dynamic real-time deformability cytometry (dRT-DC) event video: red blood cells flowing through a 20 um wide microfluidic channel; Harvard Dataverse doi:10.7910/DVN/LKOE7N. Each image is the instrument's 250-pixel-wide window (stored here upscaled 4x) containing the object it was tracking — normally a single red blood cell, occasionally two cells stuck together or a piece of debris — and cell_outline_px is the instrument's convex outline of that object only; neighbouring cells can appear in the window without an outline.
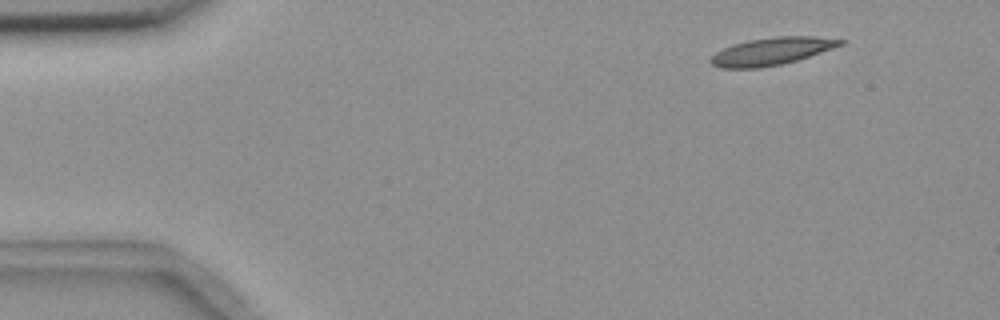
{"species": "common noctule bat (a hibernating species)", "species_latin": "Nyctalus noctula", "temperature_condition": "room temperature", "stored_images_in_passage": 5, "camera_frame_rate_fps": 3000, "um_per_image_px": 0.085, "animal": {"sex": "female", "body_mass_g": 18.4}, "frame": {"image": 1, "passage_image": 2, "time_ms": 1.0, "image_size_px": [1000, 320], "cell_outline_px": [[848, 40], [844, 44], [796, 60], [780, 64], [760, 68], [720, 68], [712, 64], [708, 60], [716, 52], [732, 44], [748, 40], [776, 36], [816, 36]], "centroid_in_image_um": [65.58, 4.35], "position_along_channel_um": 19.4, "area_um2": 20.69}}
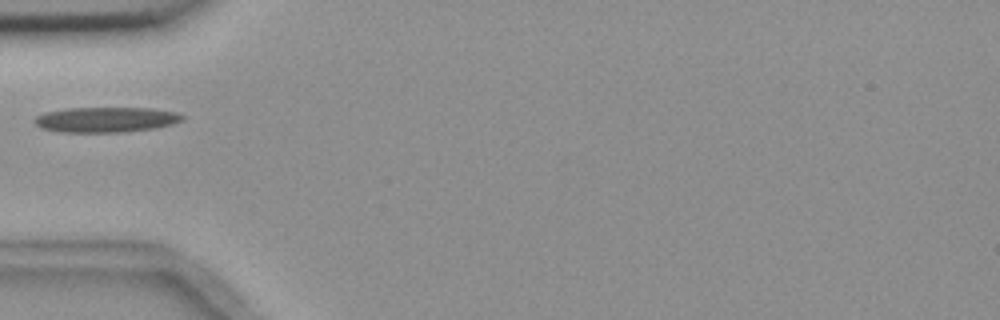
{"frame": {"image": 2, "passage_image": 5, "time_ms": 5.0, "image_size_px": [1000, 320], "cell_outline_px": [[184, 120], [172, 124], [156, 128], [124, 132], [60, 132], [40, 128], [32, 120], [36, 116], [44, 112], [64, 108], [152, 108], [176, 112], [184, 116]], "centroid_in_image_um": [8.98, 10.17], "position_along_channel_um": 76.0, "area_um2": 21.96}}